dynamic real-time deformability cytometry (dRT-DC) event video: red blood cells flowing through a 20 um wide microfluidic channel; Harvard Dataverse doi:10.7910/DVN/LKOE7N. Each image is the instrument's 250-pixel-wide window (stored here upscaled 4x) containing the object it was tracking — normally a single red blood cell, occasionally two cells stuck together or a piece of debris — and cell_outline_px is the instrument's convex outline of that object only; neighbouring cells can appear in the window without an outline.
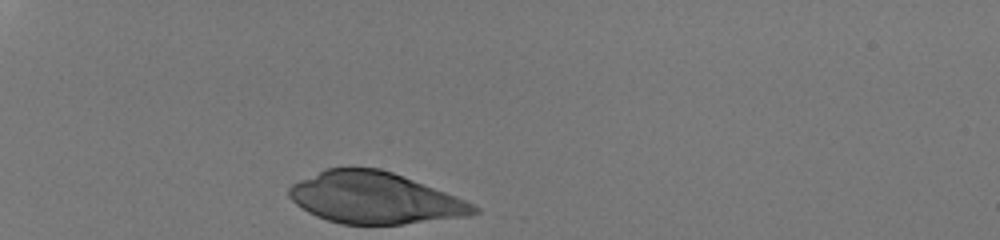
{"species": "human", "species_latin": "Homo sapiens", "temperature_condition": "room temperature", "stored_images_in_passage": 29, "camera_frame_rate_fps": 3000, "um_per_image_px": 0.085, "donor": {"sex": "male"}, "frame": {"image": 1, "passage_image": 1, "time_ms": 0.0, "image_size_px": [1000, 240], "cell_outline_px": [[480, 212], [468, 216], [404, 224], [340, 224], [316, 216], [308, 212], [296, 204], [288, 196], [288, 188], [292, 184], [300, 180], [328, 168], [380, 168], [392, 172], [444, 192], [464, 200], [480, 208]], "centroid_in_image_um": [31.83, 16.84], "position_along_channel_um": 53.2, "area_um2": 54.74}}